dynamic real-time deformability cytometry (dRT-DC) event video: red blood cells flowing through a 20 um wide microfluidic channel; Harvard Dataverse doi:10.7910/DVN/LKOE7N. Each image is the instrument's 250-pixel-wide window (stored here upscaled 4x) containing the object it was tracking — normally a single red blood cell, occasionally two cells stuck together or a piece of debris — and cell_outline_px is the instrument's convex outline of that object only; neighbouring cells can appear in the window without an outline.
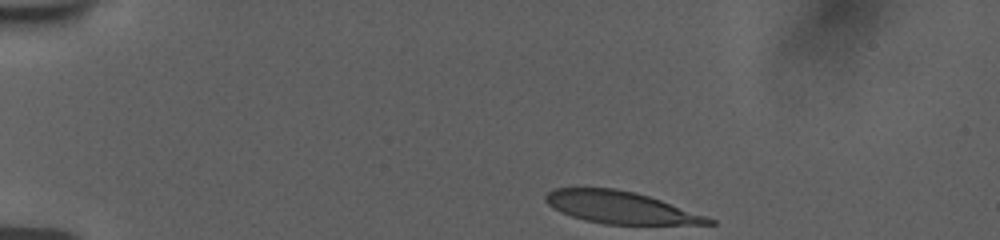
{"species": "human", "species_latin": "Homo sapiens", "temperature_condition": "room temperature", "stored_images_in_passage": 42, "camera_frame_rate_fps": 3000, "um_per_image_px": 0.085, "donor": {"sex": "female"}, "frame": {"image": 1, "passage_image": 1, "time_ms": 0.0, "image_size_px": [1000, 240], "cell_outline_px": [[716, 224], [604, 224], [584, 220], [560, 212], [548, 204], [544, 200], [544, 196], [552, 188], [616, 188], [636, 192], [660, 200], [716, 220]], "centroid_in_image_um": [52.68, 17.63], "position_along_channel_um": 32.3, "area_um2": 30.23}}
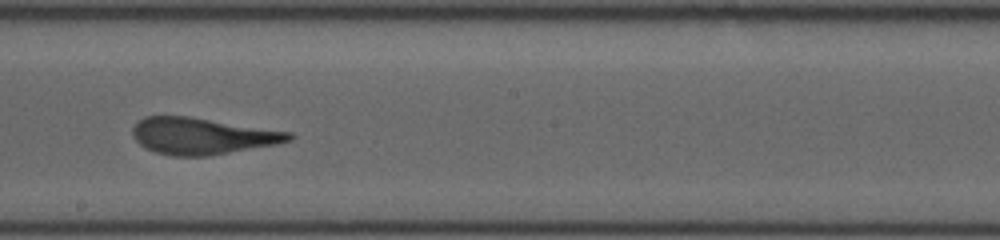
{"frame": {"image": 2, "passage_image": 23, "time_ms": 7.333, "image_size_px": [1000, 240], "cell_outline_px": [[296, 136], [292, 140], [276, 144], [208, 156], [172, 156], [156, 152], [140, 144], [132, 136], [132, 128], [144, 116], [188, 116], [292, 132]], "centroid_in_image_um": [17.2, 11.56], "position_along_channel_um": 231.0, "area_um2": 33.18}}
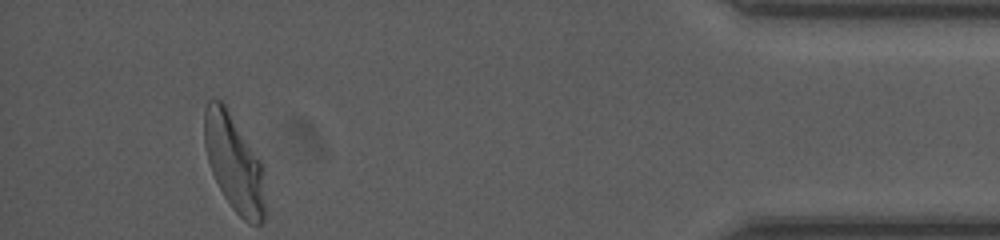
{"frame": {"image": 3, "passage_image": 42, "time_ms": 13.667, "image_size_px": [1000, 240], "cell_outline_px": [[264, 220], [260, 224], [248, 224], [232, 208], [224, 196], [212, 172], [208, 160], [204, 144], [204, 108], [208, 100], [220, 100], [224, 104], [264, 164]], "centroid_in_image_um": [19.91, 13.86], "position_along_channel_um": 415.3, "area_um2": 34.28}, "authors_computed_cell_mechanics": {"area_um2": 33.6974, "velocity_mm_per_s": 3.7476, "shape_relaxation_time_tau1_ms": 5.3795, "shape_relaxation_time_tau2_ms": 1.2832, "deformation_change_tau1": 0.2527, "deformation_change_tau2": 0.0807}}